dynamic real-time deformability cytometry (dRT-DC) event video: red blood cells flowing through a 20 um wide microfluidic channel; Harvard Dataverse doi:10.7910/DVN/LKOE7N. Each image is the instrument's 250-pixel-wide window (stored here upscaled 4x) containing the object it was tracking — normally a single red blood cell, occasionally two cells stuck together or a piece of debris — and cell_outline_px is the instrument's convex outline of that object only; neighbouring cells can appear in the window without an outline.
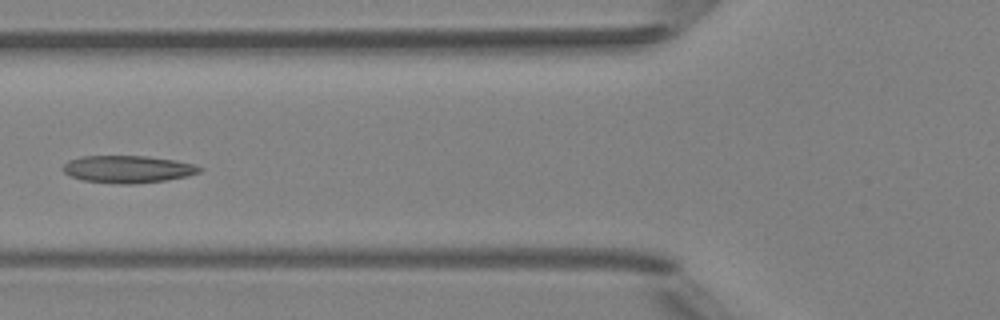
{"species": "Egyptian fruit bat (a non-hibernating species)", "species_latin": "Rousettus aegyptiacus", "temperature_condition": "room temperature", "stored_images_in_passage": 5, "camera_frame_rate_fps": 3000, "um_per_image_px": 0.085, "animal": {"sex": "female"}, "frame": {"image": 1, "passage_image": 5, "time_ms": 5.333, "image_size_px": [1000, 320], "cell_outline_px": [[204, 168], [200, 172], [188, 176], [164, 180], [132, 184], [120, 184], [84, 180], [72, 176], [64, 172], [60, 168], [68, 160], [80, 156], [148, 156], [176, 160], [196, 164]], "centroid_in_image_um": [10.89, 14.37], "position_along_channel_um": 114.9, "area_um2": 21.85}}